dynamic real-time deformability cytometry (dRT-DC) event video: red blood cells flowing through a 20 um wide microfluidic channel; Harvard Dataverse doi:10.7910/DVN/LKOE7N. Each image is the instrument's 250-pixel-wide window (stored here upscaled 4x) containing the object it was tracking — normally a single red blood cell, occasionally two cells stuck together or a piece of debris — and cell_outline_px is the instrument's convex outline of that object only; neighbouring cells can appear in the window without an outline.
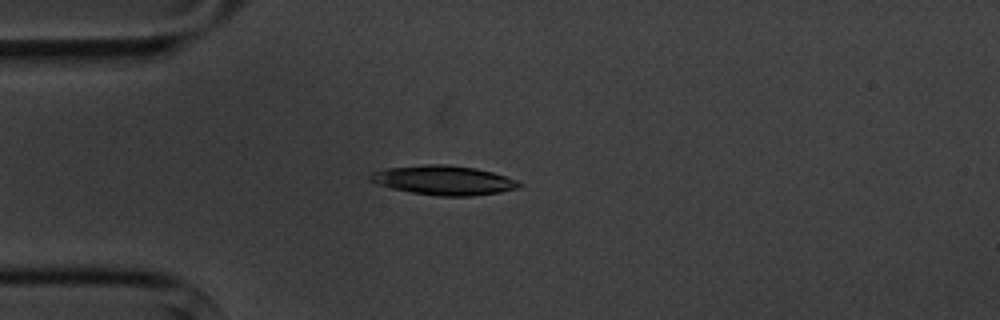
{"species": "common noctule bat (a hibernating species)", "species_latin": "Nyctalus noctula", "temperature_condition": "cold", "stored_images_in_passage": 7, "camera_frame_rate_fps": 3000, "um_per_image_px": 0.085, "animal": {"sex": "male", "body_mass_g": 20.1, "forearm_length_mm": 53.5}, "frame": {"image": 1, "passage_image": 2, "time_ms": 2.333, "image_size_px": [1000, 320], "cell_outline_px": [[524, 184], [516, 188], [500, 192], [472, 196], [440, 196], [412, 192], [392, 188], [376, 184], [368, 180], [368, 176], [372, 172], [384, 168], [424, 164], [448, 164], [476, 168], [492, 172], [516, 180]], "centroid_in_image_um": [37.67, 15.31], "position_along_channel_um": 47.3, "area_um2": 25.55}}
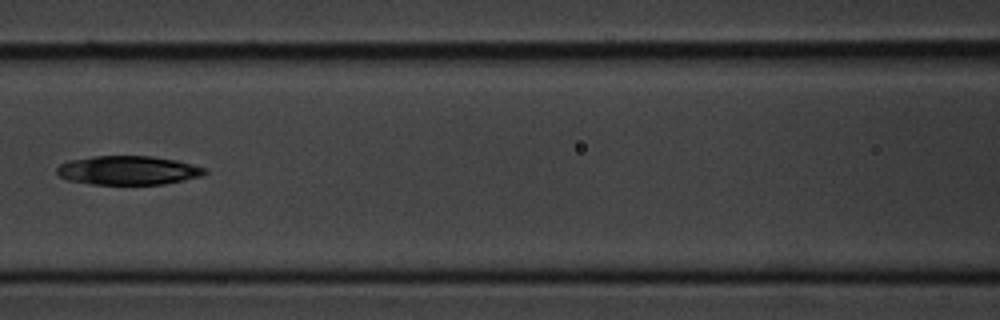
{"frame": {"image": 2, "passage_image": 5, "time_ms": 5.667, "image_size_px": [1000, 320], "cell_outline_px": [[208, 172], [204, 176], [164, 184], [92, 184], [68, 180], [60, 176], [56, 172], [56, 168], [60, 164], [68, 160], [92, 156], [152, 156], [176, 160], [208, 168]], "centroid_in_image_um": [10.92, 14.47], "position_along_channel_um": 155.7, "area_um2": 25.14}}
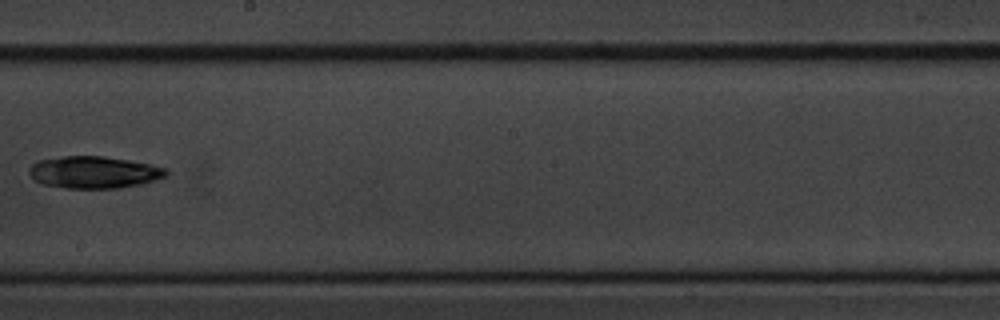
{"frame": {"image": 3, "passage_image": 7, "time_ms": 8.0, "image_size_px": [1000, 320], "cell_outline_px": [[168, 176], [156, 180], [140, 184], [120, 188], [64, 188], [40, 184], [28, 172], [28, 168], [36, 160], [60, 156], [104, 156], [128, 160], [168, 168]], "centroid_in_image_um": [7.97, 14.64], "position_along_channel_um": 240.2, "area_um2": 25.84}}